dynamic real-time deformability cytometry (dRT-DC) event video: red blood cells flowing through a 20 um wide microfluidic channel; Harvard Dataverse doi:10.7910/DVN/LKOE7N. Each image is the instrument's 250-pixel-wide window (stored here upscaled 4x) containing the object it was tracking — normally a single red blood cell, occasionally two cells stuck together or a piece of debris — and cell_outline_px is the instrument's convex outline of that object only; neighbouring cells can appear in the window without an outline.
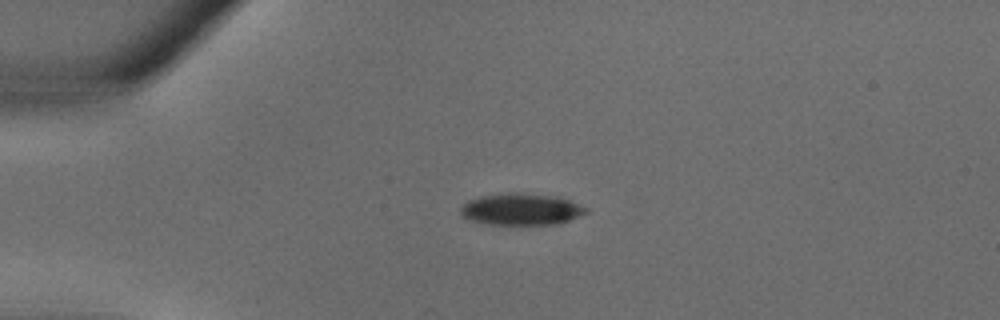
{"species": "common noctule bat (a hibernating species)", "species_latin": "Nyctalus noctula", "temperature_condition": "warm", "stored_images_in_passage": 25, "camera_frame_rate_fps": 3000, "um_per_image_px": 0.085, "animal": {"sex": "male", "body_mass_g": 18.8}, "frame": {"image": 1, "passage_image": 1, "time_ms": 0.0, "image_size_px": [1000, 320], "cell_outline_px": [[588, 212], [560, 224], [484, 224], [472, 220], [464, 216], [460, 212], [460, 208], [468, 200], [480, 196], [508, 192], [512, 192], [556, 196], [568, 200], [588, 208]], "centroid_in_image_um": [44.3, 17.78], "position_along_channel_um": 40.7, "area_um2": 23.06}}
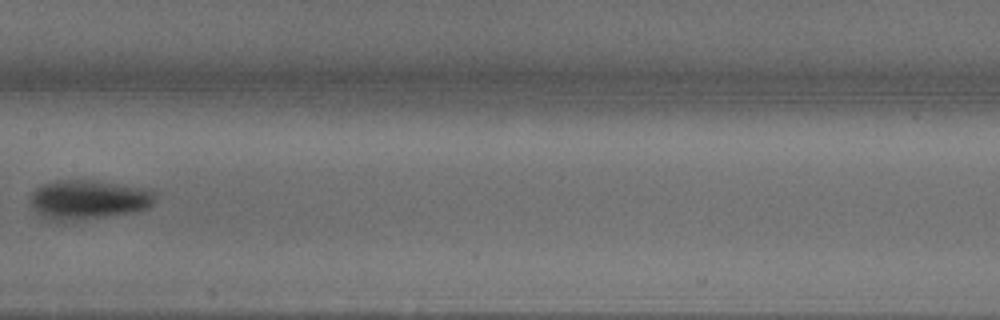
{"frame": {"image": 2, "passage_image": 11, "time_ms": 3.333, "image_size_px": [1000, 320], "cell_outline_px": [[156, 200], [148, 208], [136, 212], [104, 216], [64, 220], [52, 220], [40, 216], [32, 208], [28, 200], [32, 192], [36, 188], [44, 184], [56, 180], [92, 180], [148, 188], [156, 192]], "centroid_in_image_um": [7.52, 16.95], "position_along_channel_um": 199.9, "area_um2": 28.67}}
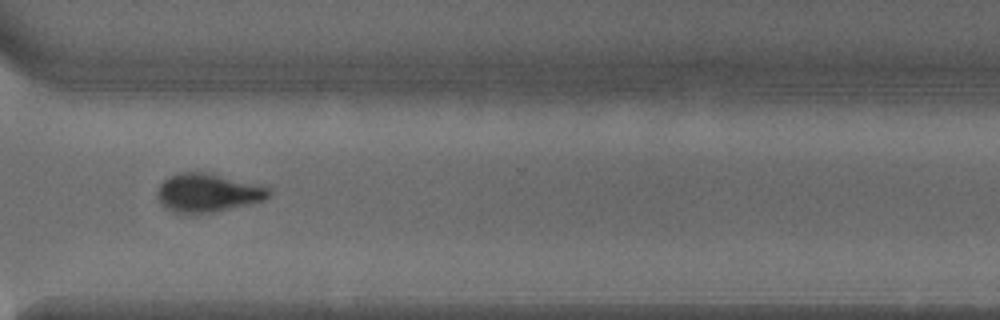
{"frame": {"image": 3, "passage_image": 19, "time_ms": 6.0, "image_size_px": [1000, 320], "cell_outline_px": [[272, 192], [264, 200], [248, 204], [212, 212], [172, 212], [164, 208], [160, 204], [156, 192], [160, 184], [168, 176], [180, 172], [212, 172], [268, 188]], "centroid_in_image_um": [17.6, 16.36], "position_along_channel_um": 353.0, "area_um2": 24.85}}